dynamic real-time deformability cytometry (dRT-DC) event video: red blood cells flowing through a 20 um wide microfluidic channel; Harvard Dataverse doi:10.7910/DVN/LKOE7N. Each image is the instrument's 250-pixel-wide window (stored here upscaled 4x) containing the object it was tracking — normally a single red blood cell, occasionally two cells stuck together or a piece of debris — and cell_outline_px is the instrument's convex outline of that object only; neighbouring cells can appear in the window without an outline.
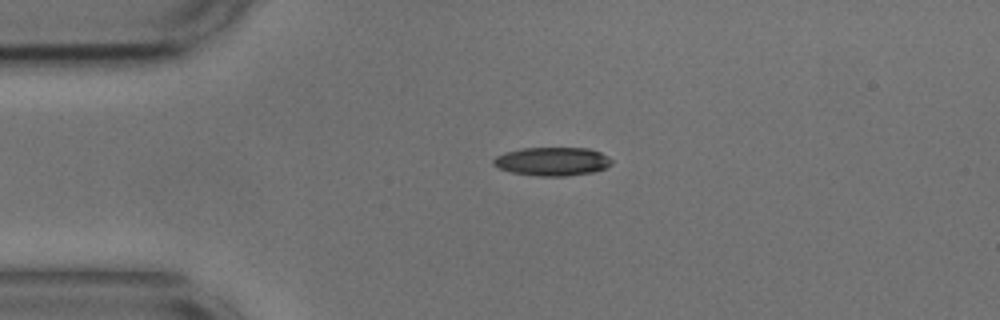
{"species": "common noctule bat (a hibernating species)", "species_latin": "Nyctalus noctula", "temperature_condition": "cold", "stored_images_in_passage": 34, "camera_frame_rate_fps": 3000, "um_per_image_px": 0.085, "animal": {"sex": "male", "body_mass_g": 17.9, "forearm_length_mm": 54.2}, "frame": {"image": 1, "passage_image": 1, "time_ms": 0.0, "image_size_px": [1000, 320], "cell_outline_px": [[612, 164], [604, 168], [592, 172], [568, 176], [536, 176], [512, 172], [500, 168], [492, 164], [492, 160], [496, 156], [504, 152], [520, 148], [588, 148], [600, 152], [608, 156], [612, 160]], "centroid_in_image_um": [46.93, 13.72], "position_along_channel_um": 38.1, "area_um2": 19.71}}
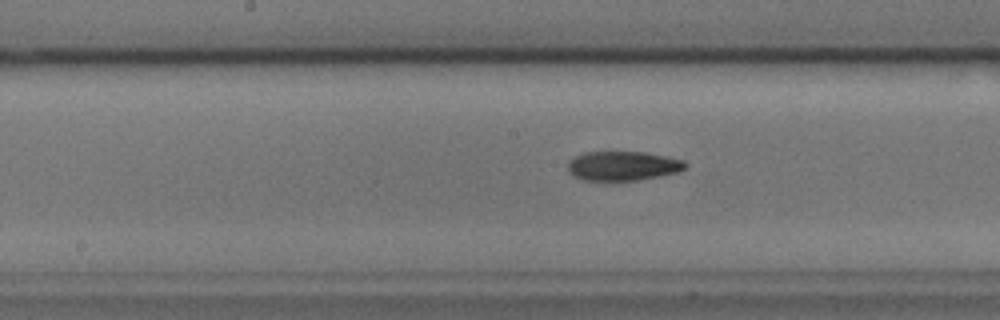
{"frame": {"image": 2, "passage_image": 16, "time_ms": 5.0, "image_size_px": [1000, 320], "cell_outline_px": [[688, 164], [684, 168], [676, 172], [636, 180], [584, 180], [572, 176], [568, 172], [568, 160], [584, 152], [644, 152], [684, 160]], "centroid_in_image_um": [52.89, 14.09], "position_along_channel_um": 195.3, "area_um2": 19.88}}
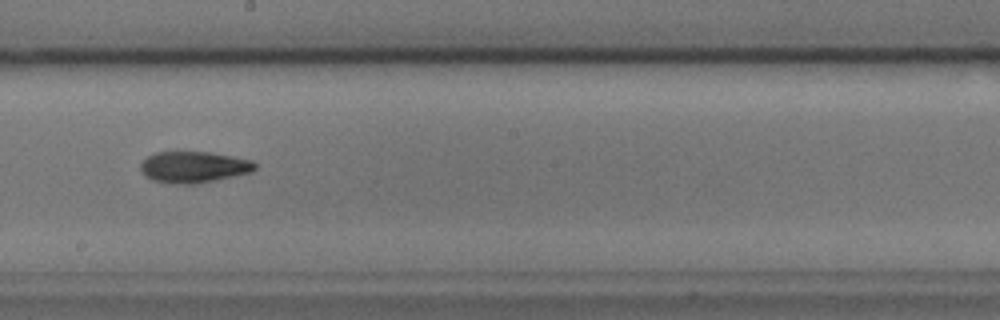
{"frame": {"image": 3, "passage_image": 19, "time_ms": 6.0, "image_size_px": [1000, 320], "cell_outline_px": [[256, 168], [252, 172], [216, 180], [192, 184], [176, 184], [152, 180], [144, 176], [140, 168], [140, 164], [148, 156], [156, 152], [208, 152], [232, 156], [252, 160], [256, 164]], "centroid_in_image_um": [16.46, 14.2], "position_along_channel_um": 231.7, "area_um2": 20.87}, "authors_computed_cell_mechanics": {"area_um2": 20.4034, "velocity_mm_per_s": 3.6595, "shape_relaxation_time_tau1_ms": 4.3023, "shape_relaxation_time_tau2_ms": 5.1113, "deformation_change_tau1": 0.1665, "deformation_change_tau2": 0.1285}}